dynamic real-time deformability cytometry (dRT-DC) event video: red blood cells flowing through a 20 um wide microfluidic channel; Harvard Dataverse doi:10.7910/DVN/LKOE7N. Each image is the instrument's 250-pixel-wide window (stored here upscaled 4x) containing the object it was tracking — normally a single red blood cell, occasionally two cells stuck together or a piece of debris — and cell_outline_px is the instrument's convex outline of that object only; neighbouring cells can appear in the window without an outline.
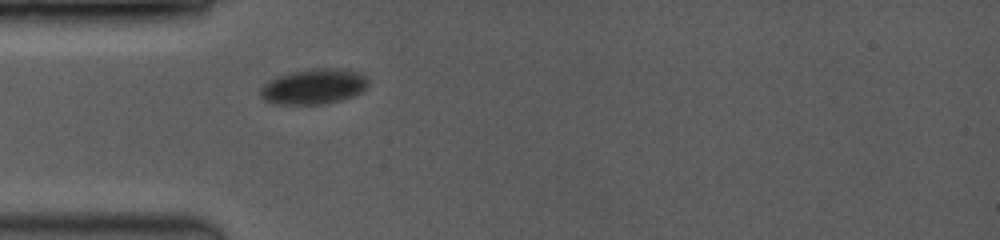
{"species": "common noctule bat (a hibernating species)", "species_latin": "Nyctalus noctula", "temperature_condition": "room temperature", "stored_images_in_passage": 21, "camera_frame_rate_fps": 3500, "um_per_image_px": 0.085, "animal": {"sex": "female", "body_mass_g": 19.0, "forearm_length_mm": 53.3}, "frame": {"image": 1, "passage_image": 1, "time_ms": 0.0, "image_size_px": [1000, 240], "cell_outline_px": [[368, 84], [364, 92], [340, 100], [324, 104], [272, 104], [264, 100], [260, 96], [260, 88], [268, 80], [276, 76], [288, 72], [312, 68], [336, 68], [356, 72], [364, 76], [368, 80]], "centroid_in_image_um": [26.63, 7.36], "position_along_channel_um": 58.4, "area_um2": 22.43}}
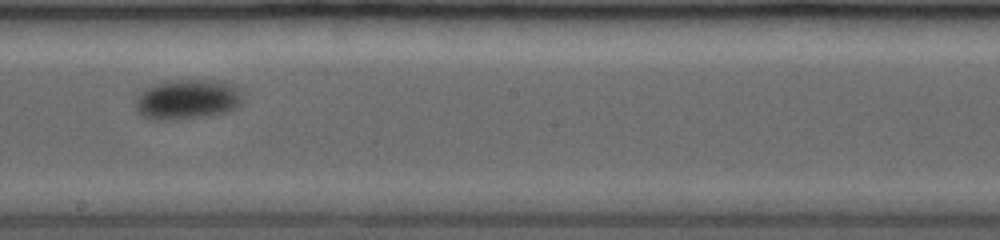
{"frame": {"image": 2, "passage_image": 12, "time_ms": 4.857, "image_size_px": [1000, 240], "cell_outline_px": [[244, 100], [236, 108], [224, 112], [200, 116], [160, 120], [152, 120], [144, 116], [136, 108], [136, 96], [144, 88], [152, 84], [168, 80], [204, 80], [236, 84]], "centroid_in_image_um": [15.91, 8.42], "position_along_channel_um": 232.3, "area_um2": 24.8}}
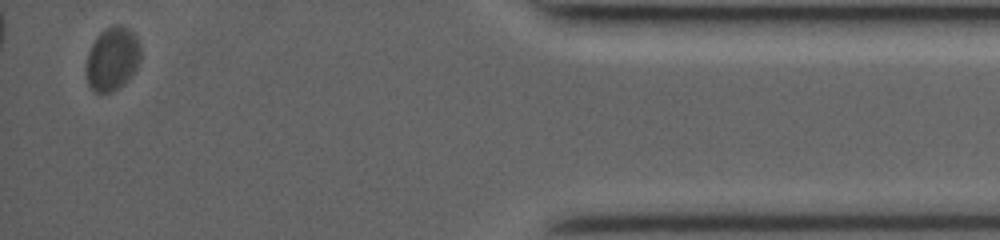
{"frame": {"image": 3, "passage_image": 21, "time_ms": 11.429, "image_size_px": [1000, 240], "cell_outline_px": [[140, 60], [132, 76], [124, 84], [112, 92], [96, 92], [88, 84], [88, 52], [96, 36], [104, 28], [112, 24], [120, 24], [128, 28], [140, 40]], "centroid_in_image_um": [9.59, 4.95], "position_along_channel_um": 425.6, "area_um2": 20.17}, "authors_computed_cell_mechanics": {"area_um2": 23.4668, "velocity_mm_per_s": 3.6569, "shape_relaxation_time_tau1_ms": 4.1295, "shape_relaxation_time_tau2_ms": null, "deformation_change_tau1": 0.0429, "deformation_change_tau2": null}}